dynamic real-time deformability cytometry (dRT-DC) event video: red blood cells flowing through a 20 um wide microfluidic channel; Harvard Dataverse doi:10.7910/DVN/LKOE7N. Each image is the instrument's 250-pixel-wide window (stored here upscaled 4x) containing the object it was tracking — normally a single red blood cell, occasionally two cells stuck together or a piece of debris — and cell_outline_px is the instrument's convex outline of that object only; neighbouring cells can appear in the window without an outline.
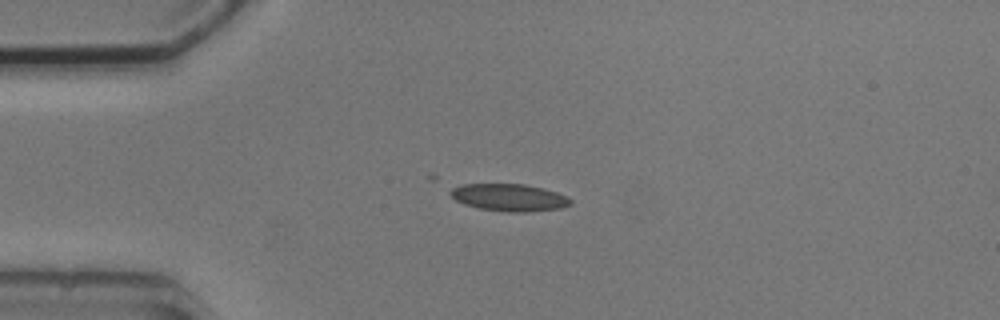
{"species": "common noctule bat (a hibernating species)", "species_latin": "Nyctalus noctula", "temperature_condition": "cold", "stored_images_in_passage": 5, "segment_of_instrument_passage": [1, 2], "camera_frame_rate_fps": 3000, "um_per_image_px": 0.085, "animal": {"sex": "male", "body_mass_g": 20.5, "forearm_length_mm": 52.5}, "frame": {"image": 1, "passage_image": 3, "time_ms": 2.333, "image_size_px": [1000, 320], "cell_outline_px": [[572, 204], [560, 208], [528, 212], [508, 212], [480, 208], [464, 204], [456, 200], [448, 192], [452, 188], [460, 184], [524, 184], [544, 188], [568, 196], [572, 200]], "centroid_in_image_um": [43.3, 16.78], "position_along_channel_um": 41.7, "area_um2": 19.13}}